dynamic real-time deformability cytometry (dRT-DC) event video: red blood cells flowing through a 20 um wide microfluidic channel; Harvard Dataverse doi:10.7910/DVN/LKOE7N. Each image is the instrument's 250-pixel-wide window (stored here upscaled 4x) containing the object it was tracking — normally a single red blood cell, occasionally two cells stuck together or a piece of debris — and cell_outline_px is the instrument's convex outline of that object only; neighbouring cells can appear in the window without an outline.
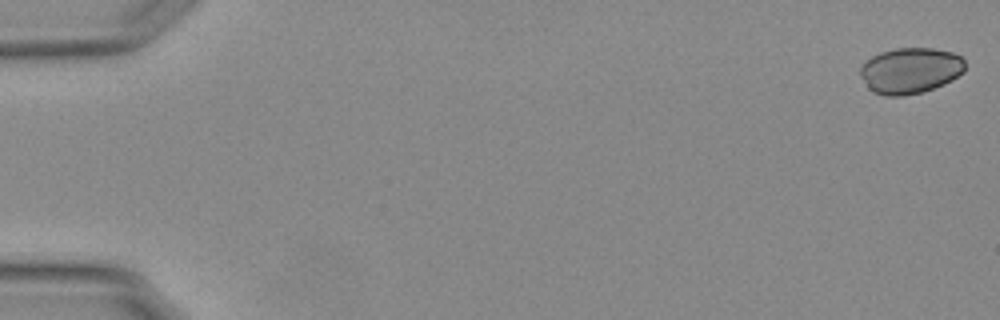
{"species": "Egyptian fruit bat (a non-hibernating species)", "species_latin": "Rousettus aegyptiacus", "temperature_condition": "warm", "stored_images_in_passage": 9, "camera_frame_rate_fps": 3000, "um_per_image_px": 0.085, "animal": {"sex": "female"}, "frame": {"image": 1, "passage_image": 1, "time_ms": 0.0, "image_size_px": [1000, 320], "cell_outline_px": [[964, 72], [952, 80], [944, 84], [924, 92], [904, 96], [884, 96], [872, 92], [868, 88], [860, 76], [860, 68], [864, 60], [880, 52], [896, 48], [932, 48], [952, 52], [960, 56], [964, 60]], "centroid_in_image_um": [77.35, 6.01], "position_along_channel_um": 7.7, "area_um2": 28.38}}